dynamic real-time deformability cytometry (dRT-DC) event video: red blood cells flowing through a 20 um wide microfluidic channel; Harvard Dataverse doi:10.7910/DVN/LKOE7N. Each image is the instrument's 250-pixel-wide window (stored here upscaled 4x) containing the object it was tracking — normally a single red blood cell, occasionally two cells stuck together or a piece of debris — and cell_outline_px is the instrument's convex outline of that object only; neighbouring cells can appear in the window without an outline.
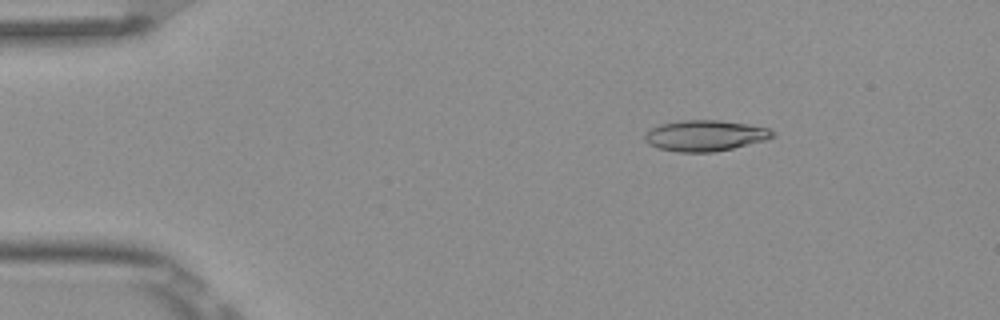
{"species": "Egyptian fruit bat (a non-hibernating species)", "species_latin": "Rousettus aegyptiacus", "temperature_condition": "room temperature", "stored_images_in_passage": 5, "camera_frame_rate_fps": 3000, "um_per_image_px": 0.085, "frame": {"image": 1, "passage_image": 3, "time_ms": 0.667, "image_size_px": [1000, 320], "cell_outline_px": [[776, 136], [764, 140], [732, 148], [712, 152], [676, 152], [660, 148], [648, 144], [644, 140], [644, 132], [660, 124], [680, 120], [720, 120], [748, 124], [768, 128], [776, 132]], "centroid_in_image_um": [59.92, 11.52], "position_along_channel_um": 25.1, "area_um2": 23.06}}
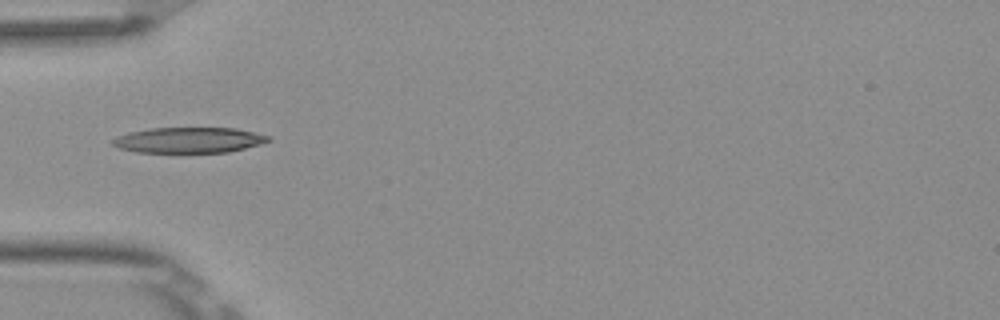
{"frame": {"image": 2, "passage_image": 5, "time_ms": 1.333, "image_size_px": [1000, 320], "cell_outline_px": [[272, 140], [260, 144], [228, 152], [136, 152], [120, 148], [112, 144], [112, 140], [116, 136], [128, 132], [152, 128], [236, 128], [272, 136]], "centroid_in_image_um": [16.07, 11.9], "position_along_channel_um": 68.9, "area_um2": 23.18}}